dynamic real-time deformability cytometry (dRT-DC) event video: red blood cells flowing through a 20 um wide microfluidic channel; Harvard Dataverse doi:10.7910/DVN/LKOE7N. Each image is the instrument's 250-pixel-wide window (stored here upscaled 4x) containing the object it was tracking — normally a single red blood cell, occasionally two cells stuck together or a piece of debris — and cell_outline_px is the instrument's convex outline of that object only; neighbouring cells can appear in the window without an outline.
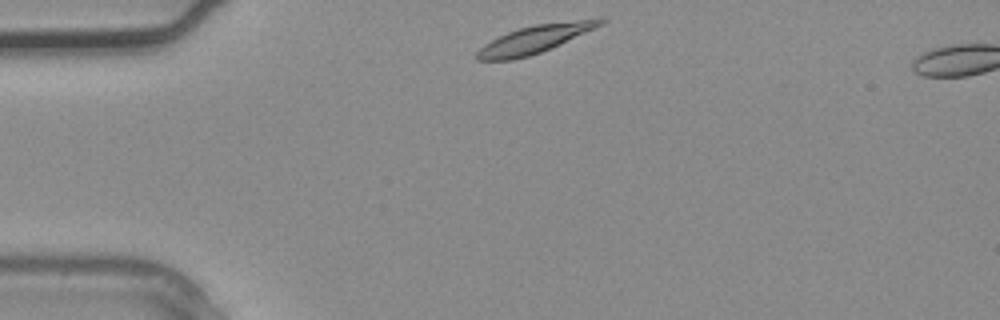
{"species": "common noctule bat (a hibernating species)", "species_latin": "Nyctalus noctula", "temperature_condition": "warm", "stored_images_in_passage": 2, "camera_frame_rate_fps": 3000, "um_per_image_px": 0.085, "animal": {"sex": "male", "body_mass_g": 20.4}, "frame": {"image": 1, "passage_image": 1, "time_ms": 0.0, "image_size_px": [1000, 320], "cell_outline_px": [[608, 20], [604, 24], [540, 52], [528, 56], [512, 60], [476, 60], [476, 52], [484, 44], [508, 32], [520, 28], [536, 24], [600, 16], [604, 16]], "centroid_in_image_um": [45.55, 3.28], "position_along_channel_um": 39.5, "area_um2": 20.0}}